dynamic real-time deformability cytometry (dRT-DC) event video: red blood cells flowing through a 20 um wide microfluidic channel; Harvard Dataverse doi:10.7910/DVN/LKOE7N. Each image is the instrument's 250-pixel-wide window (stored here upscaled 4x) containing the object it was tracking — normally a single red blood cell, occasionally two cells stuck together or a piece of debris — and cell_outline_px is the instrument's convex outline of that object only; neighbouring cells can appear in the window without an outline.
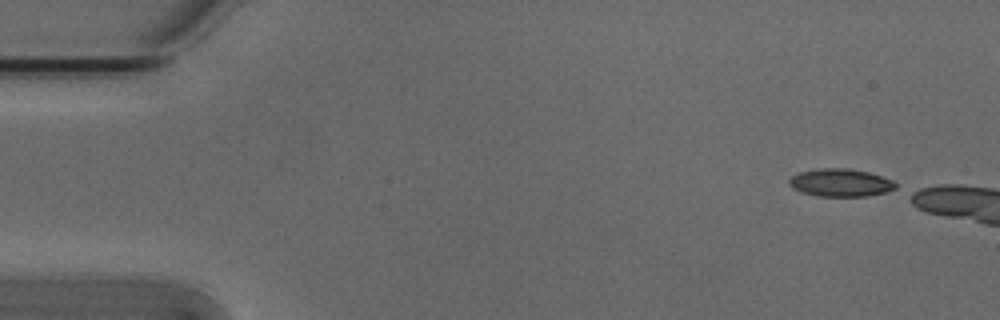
{"species": "Egyptian fruit bat (a non-hibernating species)", "species_latin": "Rousettus aegyptiacus", "temperature_condition": "cold", "stored_images_in_passage": 3, "camera_frame_rate_fps": 3000, "um_per_image_px": 0.085, "animal": {"sex": "male"}, "frame": {"image": 1, "passage_image": 1, "time_ms": 0.0, "image_size_px": [1000, 320], "cell_outline_px": [[896, 188], [884, 192], [868, 196], [820, 196], [800, 192], [792, 188], [788, 184], [788, 180], [792, 176], [800, 172], [820, 168], [848, 168], [868, 172], [892, 180], [896, 184]], "centroid_in_image_um": [71.41, 15.53], "position_along_channel_um": 13.6, "area_um2": 17.17}}